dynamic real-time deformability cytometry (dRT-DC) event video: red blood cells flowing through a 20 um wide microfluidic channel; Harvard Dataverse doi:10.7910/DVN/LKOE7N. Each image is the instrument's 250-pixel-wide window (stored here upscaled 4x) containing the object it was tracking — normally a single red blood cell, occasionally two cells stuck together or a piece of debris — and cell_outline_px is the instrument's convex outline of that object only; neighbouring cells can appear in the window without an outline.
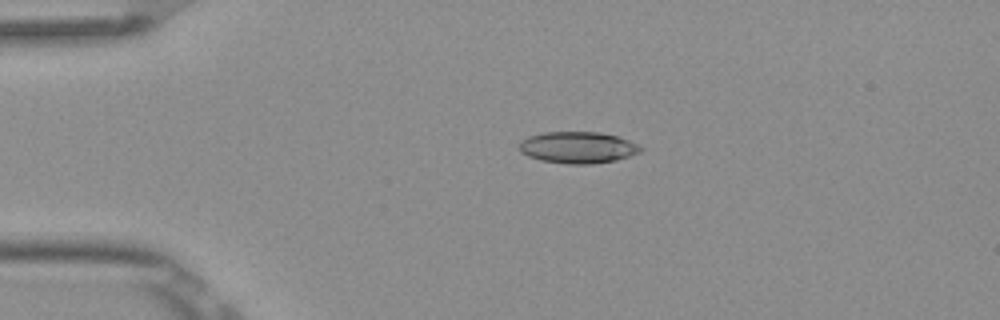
{"species": "Egyptian fruit bat (a non-hibernating species)", "species_latin": "Rousettus aegyptiacus", "temperature_condition": "room temperature", "stored_images_in_passage": 5, "camera_frame_rate_fps": 3000, "um_per_image_px": 0.085, "frame": {"image": 1, "passage_image": 4, "time_ms": 1.0, "image_size_px": [1000, 320], "cell_outline_px": [[644, 148], [640, 152], [616, 160], [592, 164], [568, 164], [540, 160], [528, 156], [520, 152], [520, 140], [528, 136], [544, 132], [600, 132], [616, 136], [628, 140]], "centroid_in_image_um": [49.09, 12.53], "position_along_channel_um": 35.9, "area_um2": 22.31}}